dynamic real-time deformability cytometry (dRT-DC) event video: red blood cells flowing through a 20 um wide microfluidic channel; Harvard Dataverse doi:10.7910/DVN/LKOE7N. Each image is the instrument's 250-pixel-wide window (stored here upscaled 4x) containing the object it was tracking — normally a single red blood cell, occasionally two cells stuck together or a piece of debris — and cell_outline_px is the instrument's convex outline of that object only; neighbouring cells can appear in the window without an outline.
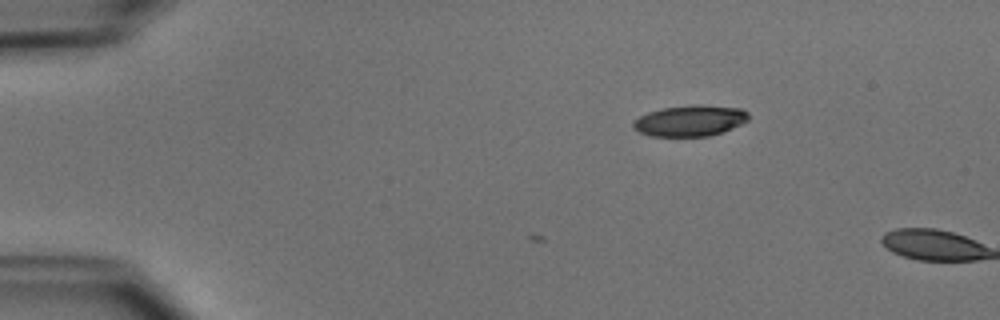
{"species": "common noctule bat (a hibernating species)", "species_latin": "Nyctalus noctula", "temperature_condition": "cold", "stored_images_in_passage": 5, "camera_frame_rate_fps": 3000, "um_per_image_px": 0.085, "animal": {"sex": "male", "body_mass_g": 15.6}, "frame": {"image": 1, "passage_image": 5, "time_ms": 1.333, "image_size_px": [1000, 320], "cell_outline_px": [[748, 120], [732, 128], [708, 136], [652, 136], [640, 132], [632, 124], [640, 116], [648, 112], [664, 108], [692, 104], [700, 104], [740, 108], [748, 112]], "centroid_in_image_um": [58.68, 10.24], "position_along_channel_um": 26.3, "area_um2": 20.58}}